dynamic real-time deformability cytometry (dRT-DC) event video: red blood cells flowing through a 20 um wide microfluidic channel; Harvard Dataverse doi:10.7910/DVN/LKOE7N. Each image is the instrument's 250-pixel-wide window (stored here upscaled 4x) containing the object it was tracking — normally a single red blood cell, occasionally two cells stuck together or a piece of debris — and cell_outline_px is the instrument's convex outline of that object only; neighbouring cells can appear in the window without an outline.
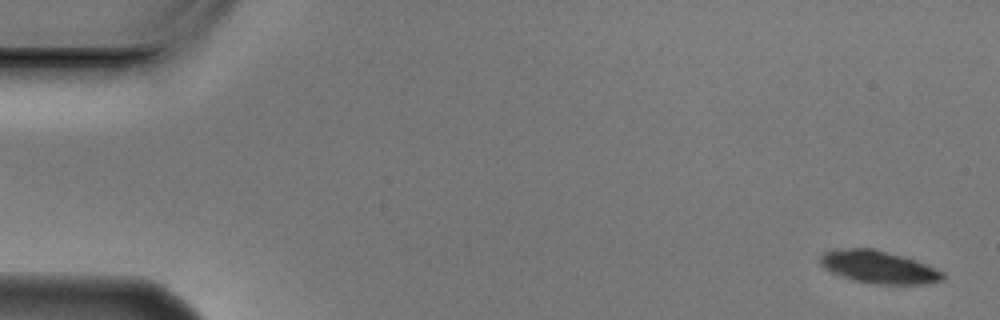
{"species": "Egyptian fruit bat (a non-hibernating species)", "species_latin": "Rousettus aegyptiacus", "temperature_condition": "cold", "stored_images_in_passage": 5, "camera_frame_rate_fps": 3000, "um_per_image_px": 0.085, "animal": {"sex": "male"}, "frame": {"image": 1, "passage_image": 1, "time_ms": 0.0, "image_size_px": [1000, 320], "cell_outline_px": [[944, 280], [928, 284], [868, 284], [852, 280], [840, 276], [824, 268], [820, 264], [820, 256], [824, 252], [836, 248], [872, 248], [904, 256], [916, 260], [944, 272]], "centroid_in_image_um": [74.67, 22.7], "position_along_channel_um": 10.3, "area_um2": 23.58}}
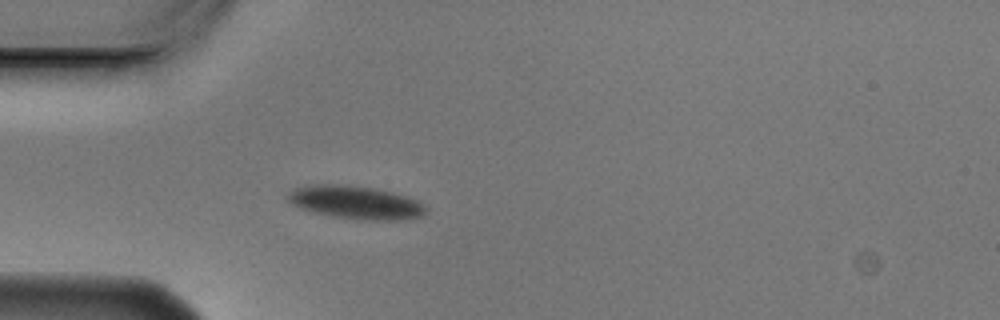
{"frame": {"image": 2, "passage_image": 5, "time_ms": 1.333, "image_size_px": [1000, 320], "cell_outline_px": [[428, 212], [420, 216], [404, 220], [364, 220], [332, 216], [300, 208], [292, 204], [288, 200], [288, 196], [296, 188], [308, 184], [348, 184], [372, 188], [392, 192], [408, 196], [424, 204], [428, 208]], "centroid_in_image_um": [30.29, 17.2], "position_along_channel_um": 54.7, "area_um2": 26.7}}